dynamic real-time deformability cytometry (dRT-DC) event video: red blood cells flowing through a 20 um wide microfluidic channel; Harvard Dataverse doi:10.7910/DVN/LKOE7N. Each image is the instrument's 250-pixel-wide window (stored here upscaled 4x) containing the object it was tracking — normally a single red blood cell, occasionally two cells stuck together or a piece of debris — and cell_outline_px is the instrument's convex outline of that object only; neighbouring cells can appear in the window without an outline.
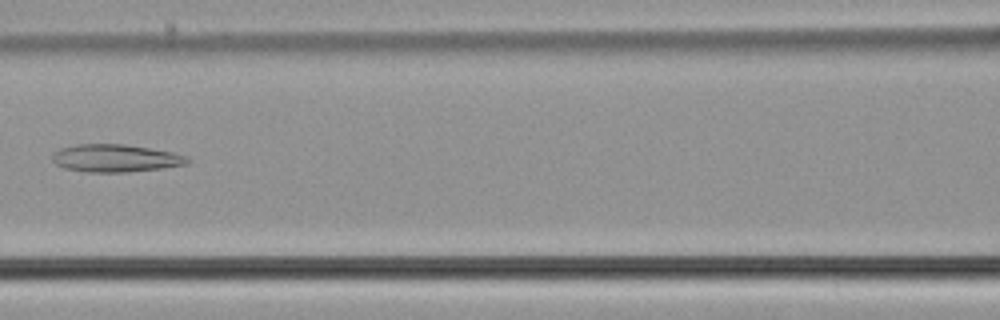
{"species": "common noctule bat (a hibernating species)", "species_latin": "Nyctalus noctula", "temperature_condition": "cold", "stored_images_in_passage": 7, "camera_frame_rate_fps": 3000, "um_per_image_px": 0.085, "animal": {"sex": "male", "body_mass_g": 21.5, "forearm_length_mm": 52.0}, "frame": {"image": 1, "passage_image": 7, "time_ms": 2.0, "image_size_px": [1000, 320], "cell_outline_px": [[192, 160], [188, 164], [164, 168], [128, 172], [84, 172], [64, 168], [56, 164], [52, 160], [52, 156], [60, 148], [76, 144], [124, 144], [172, 152], [188, 156]], "centroid_in_image_um": [9.85, 13.45], "position_along_channel_um": 156.8, "area_um2": 21.91}}